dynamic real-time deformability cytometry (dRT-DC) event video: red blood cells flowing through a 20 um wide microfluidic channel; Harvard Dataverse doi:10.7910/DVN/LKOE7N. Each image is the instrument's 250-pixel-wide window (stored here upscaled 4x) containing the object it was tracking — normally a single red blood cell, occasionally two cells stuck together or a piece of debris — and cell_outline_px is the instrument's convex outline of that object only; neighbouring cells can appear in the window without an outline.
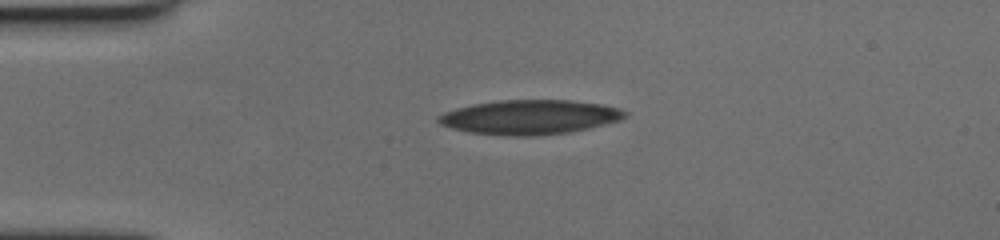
{"species": "human", "species_latin": "Homo sapiens", "temperature_condition": "cold", "stored_images_in_passage": 47, "camera_frame_rate_fps": 3000, "um_per_image_px": 0.085, "donor": {"sex": "female"}, "frame": {"image": 1, "passage_image": 1, "time_ms": 0.0, "image_size_px": [1000, 240], "cell_outline_px": [[628, 112], [620, 120], [588, 128], [568, 132], [536, 136], [512, 136], [472, 132], [452, 128], [440, 124], [436, 120], [444, 112], [456, 108], [476, 104], [500, 100], [568, 100], [600, 104], [620, 108]], "centroid_in_image_um": [45.04, 9.95], "position_along_channel_um": 40.0, "area_um2": 37.05}}
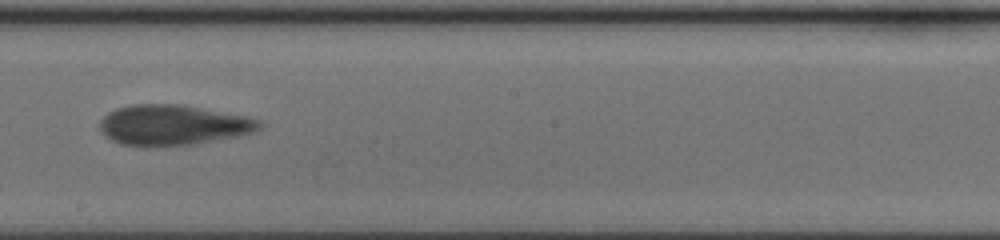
{"frame": {"image": 2, "passage_image": 21, "time_ms": 6.667, "image_size_px": [1000, 240], "cell_outline_px": [[264, 124], [260, 128], [252, 132], [240, 136], [192, 144], [156, 148], [144, 148], [120, 144], [112, 140], [100, 128], [100, 120], [108, 112], [116, 108], [132, 104], [184, 104], [244, 116], [260, 120]], "centroid_in_image_um": [14.69, 10.64], "position_along_channel_um": 233.5, "area_um2": 38.03}}
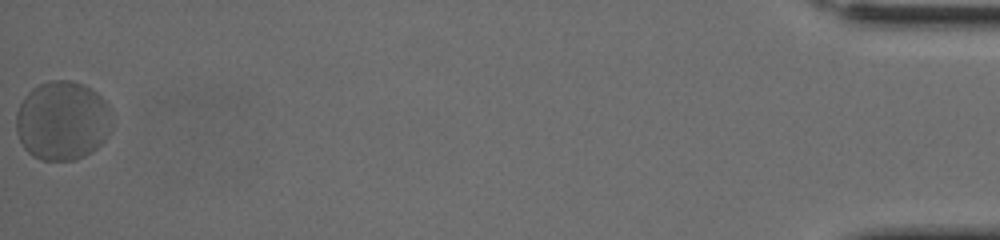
{"frame": {"image": 3, "passage_image": 47, "time_ms": 15.333, "image_size_px": [1000, 240], "cell_outline_px": [[112, 128], [104, 140], [92, 152], [76, 160], [40, 160], [32, 156], [24, 148], [16, 132], [16, 112], [24, 96], [32, 88], [48, 80], [72, 80], [84, 84], [92, 88], [108, 104], [112, 112]], "centroid_in_image_um": [5.32, 10.25], "position_along_channel_um": 429.9, "area_um2": 44.85}, "authors_computed_cell_mechanics": {"area_um2": 38.0324, "velocity_mm_per_s": 3.408, "shape_relaxation_time_tau1_ms": 5.8843, "shape_relaxation_time_tau2_ms": 1.1853, "deformation_change_tau1": 0.1459, "deformation_change_tau2": 0.0703}}